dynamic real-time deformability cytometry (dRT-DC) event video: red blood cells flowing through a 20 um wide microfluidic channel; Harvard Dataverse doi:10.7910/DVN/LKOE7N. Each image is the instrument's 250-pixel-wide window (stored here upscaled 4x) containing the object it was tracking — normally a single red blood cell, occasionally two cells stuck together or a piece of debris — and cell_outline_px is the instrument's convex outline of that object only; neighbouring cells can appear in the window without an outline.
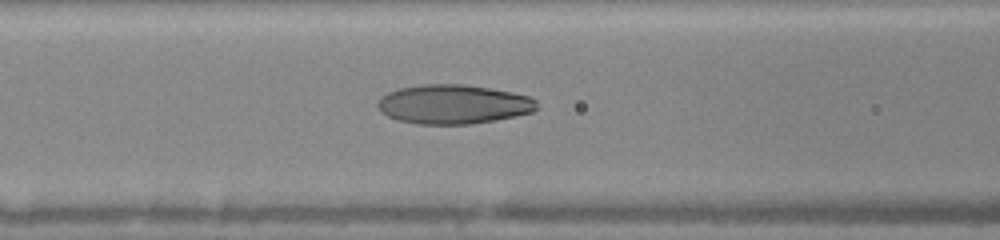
{"species": "human", "species_latin": "Homo sapiens", "temperature_condition": "warm", "stored_images_in_passage": 13, "camera_frame_rate_fps": 3000, "um_per_image_px": 0.085, "donor": {"sex": "female"}, "frame": {"image": 1, "passage_image": 13, "time_ms": 7.0, "image_size_px": [1000, 240], "cell_outline_px": [[536, 108], [532, 112], [516, 116], [496, 120], [468, 124], [416, 124], [396, 120], [380, 112], [376, 104], [380, 96], [388, 92], [400, 88], [424, 84], [464, 84], [512, 92], [528, 96], [536, 100]], "centroid_in_image_um": [38.49, 8.87], "position_along_channel_um": 128.1, "area_um2": 36.47}}